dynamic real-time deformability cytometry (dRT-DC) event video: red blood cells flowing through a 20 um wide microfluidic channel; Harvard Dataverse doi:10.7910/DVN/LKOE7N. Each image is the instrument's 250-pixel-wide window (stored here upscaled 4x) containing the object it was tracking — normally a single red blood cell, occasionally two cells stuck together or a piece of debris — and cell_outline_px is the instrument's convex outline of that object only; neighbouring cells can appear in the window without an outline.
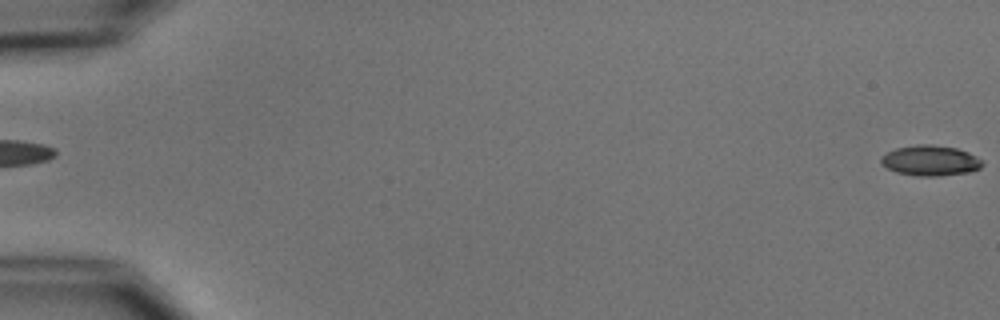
{"species": "common noctule bat (a hibernating species)", "species_latin": "Nyctalus noctula", "temperature_condition": "cold", "stored_images_in_passage": 5, "segment_of_instrument_passage": [2, 2], "camera_frame_rate_fps": 3000, "um_per_image_px": 0.085, "animal": {"sex": "male", "body_mass_g": 15.6}, "frame": {"image": 1, "passage_image": 5, "time_ms": 5.667, "image_size_px": [1000, 320], "cell_outline_px": [[984, 164], [980, 168], [968, 172], [940, 176], [916, 176], [896, 172], [880, 164], [880, 156], [896, 148], [916, 144], [932, 144], [956, 148], [968, 152], [984, 160]], "centroid_in_image_um": [79.08, 13.64], "position_along_channel_um": 5.9, "area_um2": 18.15}}